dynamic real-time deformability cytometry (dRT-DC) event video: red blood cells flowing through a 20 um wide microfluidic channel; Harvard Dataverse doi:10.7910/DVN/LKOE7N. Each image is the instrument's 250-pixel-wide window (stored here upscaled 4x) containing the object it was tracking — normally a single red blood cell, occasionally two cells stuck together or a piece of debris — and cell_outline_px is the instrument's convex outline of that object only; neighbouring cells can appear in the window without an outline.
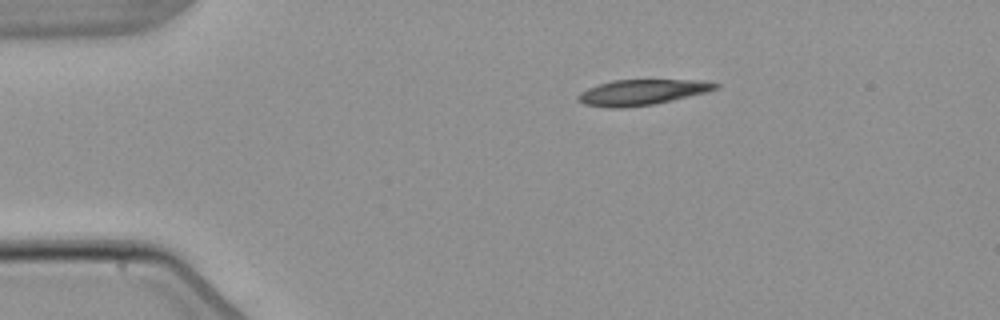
{"species": "common noctule bat (a hibernating species)", "species_latin": "Nyctalus noctula", "temperature_condition": "warm", "stored_images_in_passage": 5, "camera_frame_rate_fps": 3000, "um_per_image_px": 0.085, "animal": {"sex": "male", "body_mass_g": 21.5, "forearm_length_mm": 52.0}, "frame": {"image": 1, "passage_image": 1, "time_ms": 0.0, "image_size_px": [1000, 320], "cell_outline_px": [[720, 88], [708, 92], [672, 100], [652, 104], [620, 108], [612, 108], [584, 104], [576, 100], [576, 96], [580, 92], [588, 88], [612, 80], [704, 80], [720, 84]], "centroid_in_image_um": [54.59, 7.83], "position_along_channel_um": 30.4, "area_um2": 20.46}}
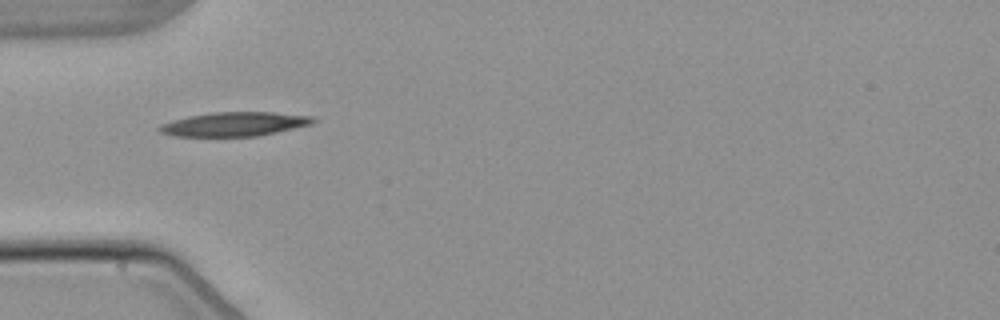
{"frame": {"image": 2, "passage_image": 3, "time_ms": 2.333, "image_size_px": [1000, 320], "cell_outline_px": [[316, 120], [312, 124], [276, 132], [256, 136], [176, 136], [160, 132], [156, 128], [160, 124], [172, 120], [188, 116], [212, 112], [272, 112], [312, 116]], "centroid_in_image_um": [19.89, 10.54], "position_along_channel_um": 65.1, "area_um2": 21.5}}
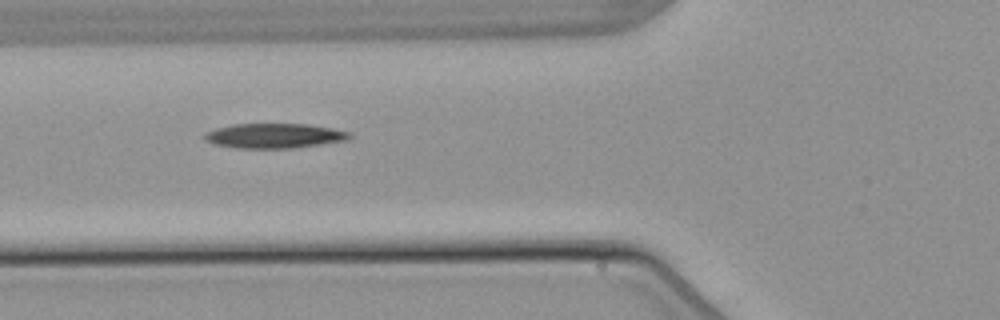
{"frame": {"image": 3, "passage_image": 4, "time_ms": 3.333, "image_size_px": [1000, 320], "cell_outline_px": [[352, 136], [348, 140], [292, 148], [236, 148], [216, 144], [204, 140], [204, 132], [216, 128], [232, 124], [308, 124], [332, 128], [352, 132]], "centroid_in_image_um": [23.32, 11.53], "position_along_channel_um": 102.5, "area_um2": 20.98}}